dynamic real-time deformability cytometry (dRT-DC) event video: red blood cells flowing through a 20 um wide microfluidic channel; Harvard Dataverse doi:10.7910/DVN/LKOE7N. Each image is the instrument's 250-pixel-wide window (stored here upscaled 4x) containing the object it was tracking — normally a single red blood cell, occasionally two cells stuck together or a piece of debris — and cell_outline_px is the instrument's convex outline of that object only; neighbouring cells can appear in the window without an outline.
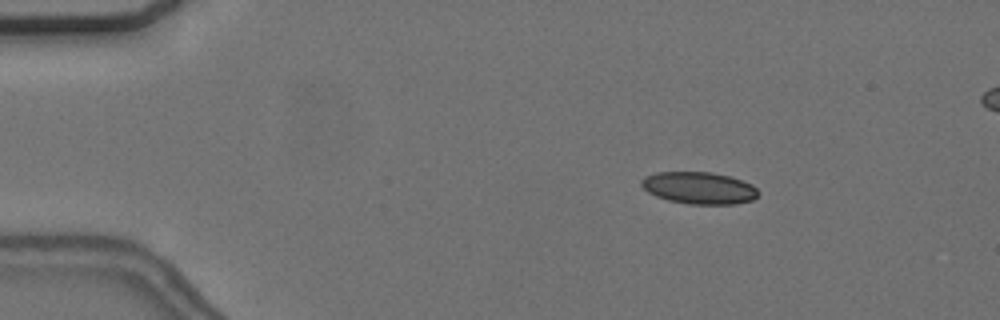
{"species": "common noctule bat (a hibernating species)", "species_latin": "Nyctalus noctula", "temperature_condition": "cold", "stored_images_in_passage": 19, "camera_frame_rate_fps": 3000, "um_per_image_px": 0.085, "animal": {"sex": "female", "body_mass_g": 24.6, "forearm_length_mm": 56.2}, "frame": {"image": 1, "passage_image": 8, "time_ms": 2.333, "image_size_px": [1000, 320], "cell_outline_px": [[760, 192], [752, 200], [736, 204], [688, 204], [668, 200], [656, 196], [648, 192], [640, 184], [640, 180], [644, 176], [656, 172], [712, 172], [732, 176], [752, 184]], "centroid_in_image_um": [59.42, 15.97], "position_along_channel_um": 25.6, "area_um2": 22.02}}